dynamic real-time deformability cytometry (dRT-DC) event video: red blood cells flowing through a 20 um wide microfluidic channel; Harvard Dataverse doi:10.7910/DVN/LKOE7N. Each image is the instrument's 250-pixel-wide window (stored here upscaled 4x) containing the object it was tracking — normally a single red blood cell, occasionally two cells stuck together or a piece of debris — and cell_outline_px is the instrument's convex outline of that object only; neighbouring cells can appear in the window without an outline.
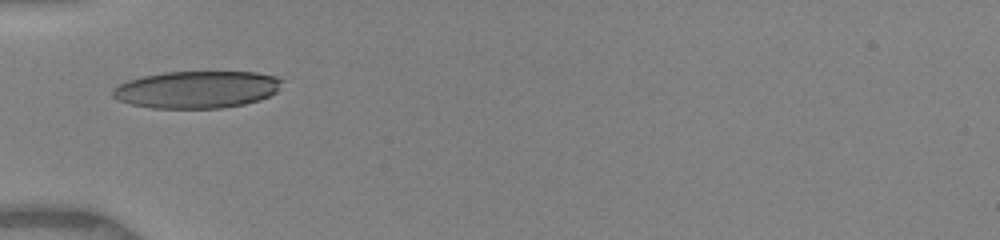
{"species": "human", "species_latin": "Homo sapiens", "temperature_condition": "warm", "stored_images_in_passage": 34, "camera_frame_rate_fps": 3000, "um_per_image_px": 0.085, "donor": {"sex": "female"}, "frame": {"image": 1, "passage_image": 1, "time_ms": 0.0, "image_size_px": [1000, 240], "cell_outline_px": [[284, 80], [276, 92], [260, 100], [244, 104], [220, 108], [152, 108], [132, 104], [120, 100], [112, 96], [112, 88], [128, 80], [144, 76], [164, 72], [256, 72], [276, 76]], "centroid_in_image_um": [16.75, 7.6], "position_along_channel_um": 68.2, "area_um2": 36.65}}
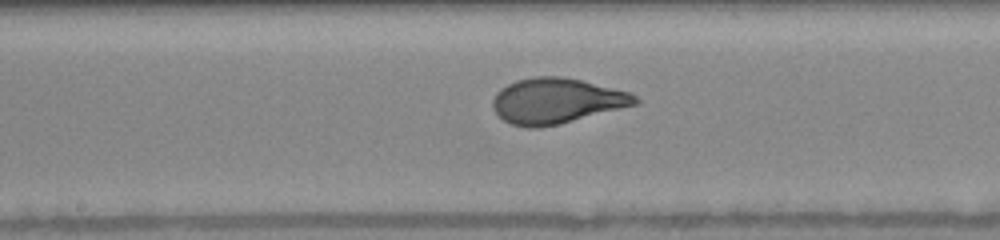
{"frame": {"image": 2, "passage_image": 16, "time_ms": 3.333, "image_size_px": [1000, 240], "cell_outline_px": [[640, 104], [560, 124], [540, 128], [528, 128], [512, 124], [504, 120], [492, 108], [492, 100], [496, 92], [500, 88], [516, 80], [532, 76], [560, 76], [580, 80], [632, 92], [640, 100]], "centroid_in_image_um": [47.32, 8.57], "position_along_channel_um": 200.9, "area_um2": 38.09}}
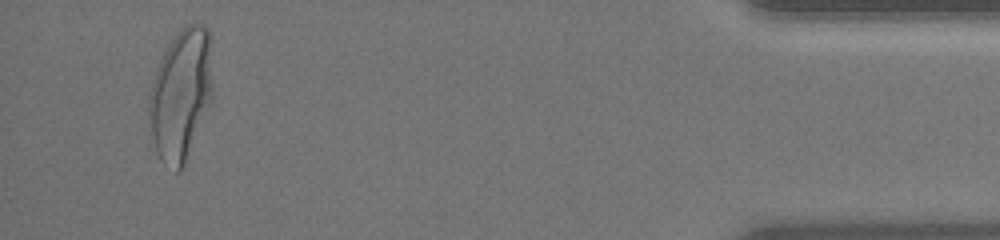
{"frame": {"image": 3, "passage_image": 33, "time_ms": 10.333, "image_size_px": [1000, 240], "cell_outline_px": [[212, 96], [184, 164], [180, 172], [176, 172], [160, 160], [156, 152], [152, 136], [148, 116], [148, 100], [152, 84], [160, 60], [168, 44], [176, 32], [180, 28], [188, 24], [204, 24], [208, 28], [212, 36]], "centroid_in_image_um": [15.38, 7.97], "position_along_channel_um": 419.8, "area_um2": 48.78}, "authors_computed_cell_mechanics": {"area_um2": 37.5122, "velocity_mm_per_s": 4.0126, "shape_relaxation_time_tau1_ms": 3.8873, "shape_relaxation_time_tau2_ms": null, "deformation_change_tau1": 0.2108, "deformation_change_tau2": null}}